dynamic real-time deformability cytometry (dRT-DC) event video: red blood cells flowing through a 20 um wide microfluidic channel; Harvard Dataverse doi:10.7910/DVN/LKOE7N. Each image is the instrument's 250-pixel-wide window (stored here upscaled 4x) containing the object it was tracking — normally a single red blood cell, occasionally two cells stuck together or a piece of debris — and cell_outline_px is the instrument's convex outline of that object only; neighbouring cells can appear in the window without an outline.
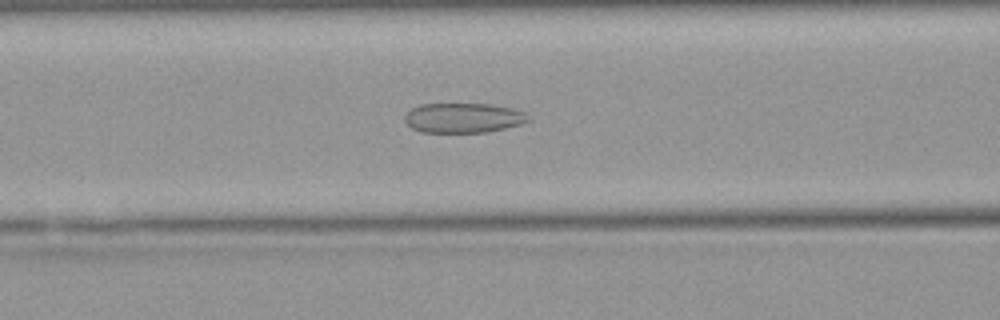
{"species": "Egyptian fruit bat (a non-hibernating species)", "species_latin": "Rousettus aegyptiacus", "temperature_condition": "warm", "stored_images_in_passage": 37, "camera_frame_rate_fps": 3000, "um_per_image_px": 0.085, "animal": {"sex": "female"}, "frame": {"image": 1, "passage_image": 11, "time_ms": 3.333, "image_size_px": [1000, 320], "cell_outline_px": [[532, 120], [520, 124], [504, 128], [484, 132], [420, 132], [412, 128], [404, 120], [404, 116], [412, 108], [420, 104], [492, 104], [512, 108], [524, 112], [532, 116]], "centroid_in_image_um": [39.41, 10.01], "position_along_channel_um": 127.2, "area_um2": 21.5}}
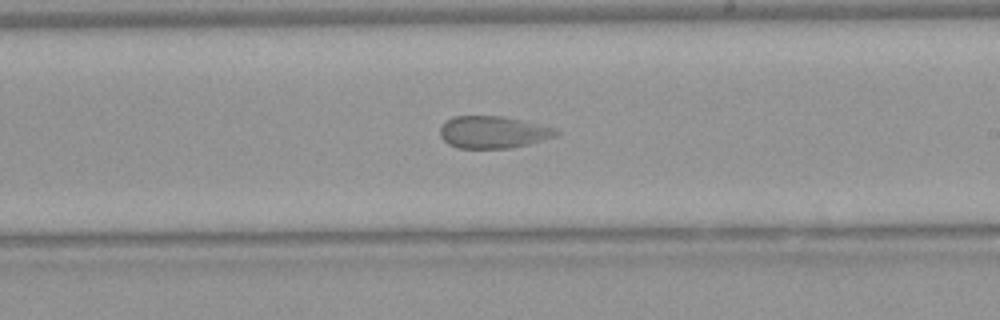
{"frame": {"image": 2, "passage_image": 20, "time_ms": 6.333, "image_size_px": [1000, 320], "cell_outline_px": [[560, 132], [556, 136], [528, 144], [512, 148], [460, 148], [448, 144], [440, 136], [440, 124], [452, 116], [504, 116], [556, 128]], "centroid_in_image_um": [41.89, 11.23], "position_along_channel_um": 247.1, "area_um2": 21.85}}
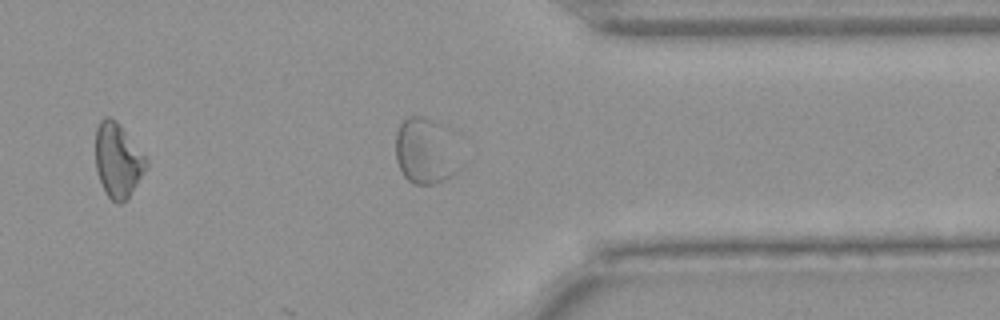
{"frame": {"image": 3, "passage_image": 30, "time_ms": 9.667, "image_size_px": [1000, 320], "cell_outline_px": [[464, 168], [460, 172], [444, 180], [432, 184], [412, 184], [404, 176], [396, 160], [396, 132], [400, 124], [408, 116], [424, 116], [440, 124], [464, 164]], "centroid_in_image_um": [36.18, 12.89], "position_along_channel_um": 375.2, "area_um2": 24.85}}